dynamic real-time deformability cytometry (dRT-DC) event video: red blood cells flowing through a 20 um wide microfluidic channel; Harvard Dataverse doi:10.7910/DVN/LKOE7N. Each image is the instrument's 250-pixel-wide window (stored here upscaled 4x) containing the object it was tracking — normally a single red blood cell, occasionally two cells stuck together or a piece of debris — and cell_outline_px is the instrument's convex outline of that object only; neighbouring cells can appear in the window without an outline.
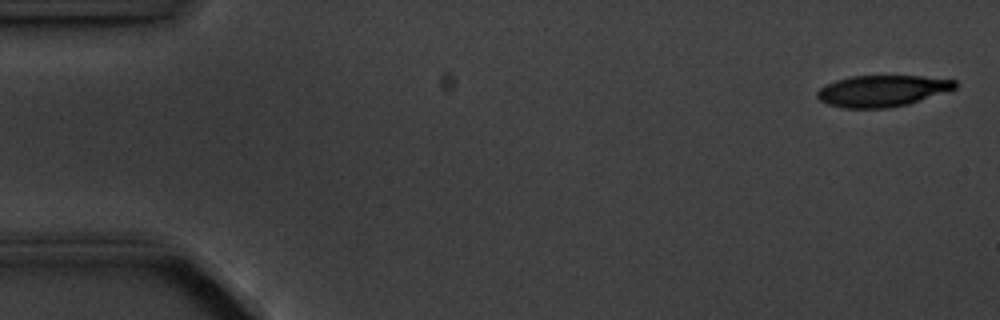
{"species": "common noctule bat (a hibernating species)", "species_latin": "Nyctalus noctula", "temperature_condition": "cold", "stored_images_in_passage": 5, "camera_frame_rate_fps": 3000, "um_per_image_px": 0.085, "animal": {"sex": "male", "body_mass_g": 20.1, "forearm_length_mm": 53.5}, "frame": {"image": 1, "passage_image": 1, "time_ms": 0.0, "image_size_px": [1000, 320], "cell_outline_px": [[956, 88], [908, 104], [888, 108], [844, 108], [828, 104], [820, 100], [816, 96], [816, 92], [820, 88], [836, 80], [852, 76], [924, 76], [956, 80]], "centroid_in_image_um": [74.97, 7.72], "position_along_channel_um": 10.0, "area_um2": 25.03}}
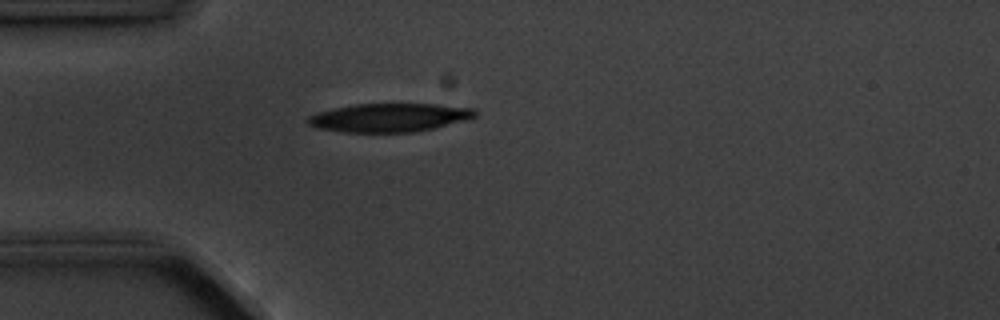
{"frame": {"image": 2, "passage_image": 5, "time_ms": 4.333, "image_size_px": [1000, 320], "cell_outline_px": [[476, 116], [472, 120], [412, 132], [344, 132], [316, 128], [308, 124], [304, 120], [308, 116], [316, 112], [332, 108], [356, 104], [436, 104], [472, 108], [476, 112]], "centroid_in_image_um": [33.07, 9.99], "position_along_channel_um": 51.9, "area_um2": 28.03}}